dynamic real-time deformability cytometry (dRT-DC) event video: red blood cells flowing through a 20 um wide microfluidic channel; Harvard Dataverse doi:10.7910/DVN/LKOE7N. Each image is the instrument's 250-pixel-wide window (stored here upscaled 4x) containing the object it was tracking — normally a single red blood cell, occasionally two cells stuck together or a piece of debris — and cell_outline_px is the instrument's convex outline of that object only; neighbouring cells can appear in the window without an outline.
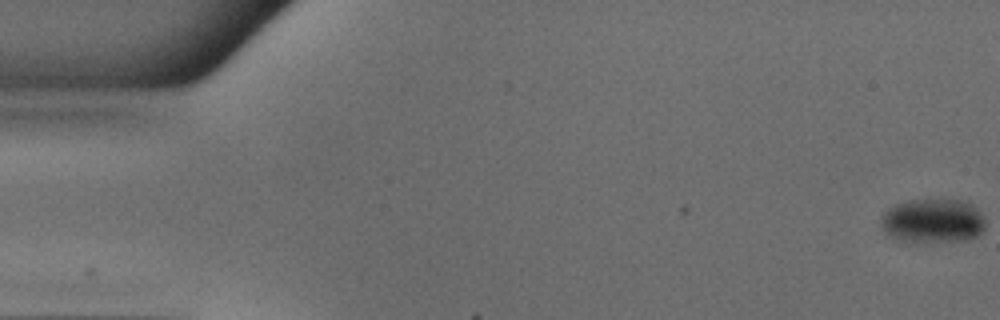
{"species": "common noctule bat (a hibernating species)", "species_latin": "Nyctalus noctula", "temperature_condition": "warm", "stored_images_in_passage": 51, "camera_frame_rate_fps": 3000, "um_per_image_px": 0.085, "animal": {"sex": "male", "body_mass_g": 18.8}, "frame": {"image": 1, "passage_image": 1, "time_ms": 0.0, "image_size_px": [1000, 320], "cell_outline_px": [[984, 228], [976, 236], [968, 240], [900, 240], [892, 236], [884, 228], [880, 220], [880, 216], [888, 208], [896, 204], [912, 200], [968, 200], [980, 212], [984, 220]], "centroid_in_image_um": [79.32, 18.73], "position_along_channel_um": 5.7, "area_um2": 26.18}}
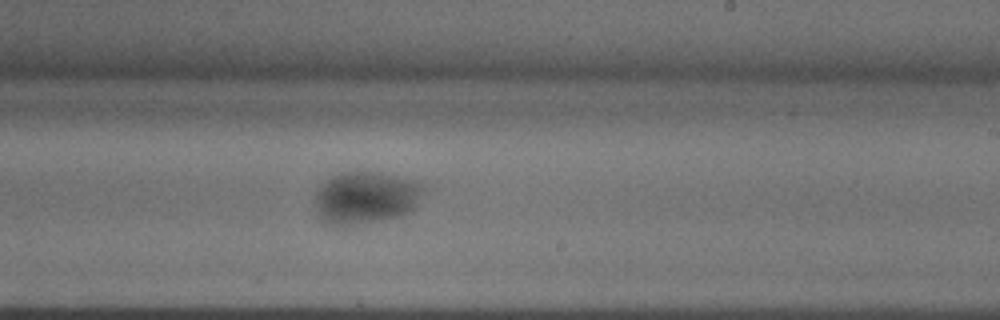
{"frame": {"image": 2, "passage_image": 31, "time_ms": 10.0, "image_size_px": [1000, 320], "cell_outline_px": [[424, 188], [416, 204], [408, 212], [396, 216], [380, 220], [352, 224], [332, 224], [320, 220], [316, 212], [316, 192], [332, 176], [340, 172], [372, 172], [416, 180]], "centroid_in_image_um": [31.06, 16.79], "position_along_channel_um": 257.9, "area_um2": 32.19}}
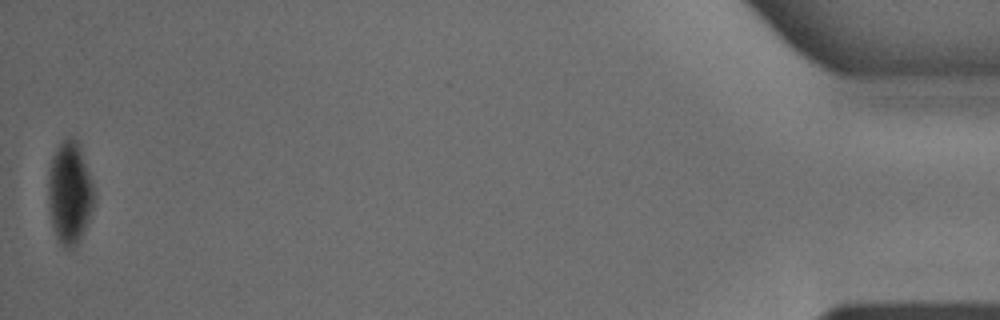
{"frame": {"image": 3, "passage_image": 51, "time_ms": 16.667, "image_size_px": [1000, 320], "cell_outline_px": [[92, 208], [88, 220], [76, 244], [72, 248], [64, 252], [56, 240], [52, 228], [48, 208], [48, 172], [52, 156], [56, 148], [68, 136], [72, 136], [80, 144], [92, 184]], "centroid_in_image_um": [5.86, 16.42], "position_along_channel_um": 429.3, "area_um2": 27.46}}